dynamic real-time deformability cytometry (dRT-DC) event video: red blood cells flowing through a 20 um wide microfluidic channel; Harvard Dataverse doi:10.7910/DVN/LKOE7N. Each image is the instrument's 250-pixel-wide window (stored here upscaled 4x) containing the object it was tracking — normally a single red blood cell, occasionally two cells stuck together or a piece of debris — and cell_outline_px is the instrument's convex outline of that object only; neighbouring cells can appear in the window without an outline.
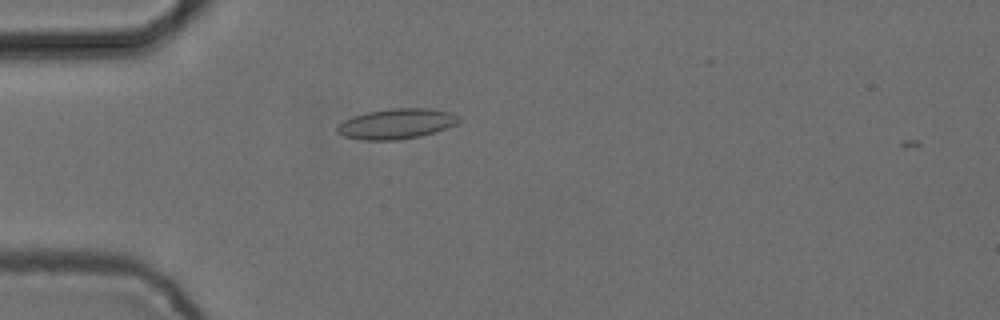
{"species": "common noctule bat (a hibernating species)", "species_latin": "Nyctalus noctula", "temperature_condition": "cold", "stored_images_in_passage": 1, "camera_frame_rate_fps": 3000, "um_per_image_px": 0.085, "animal": {"sex": "female", "body_mass_g": 24.6, "forearm_length_mm": 56.2}, "frame": {"image": 1, "passage_image": 1, "time_ms": 0.0, "image_size_px": [1000, 320], "cell_outline_px": [[460, 120], [456, 124], [436, 132], [420, 136], [400, 140], [364, 140], [344, 136], [336, 132], [336, 128], [344, 120], [352, 116], [368, 112], [388, 108], [428, 108], [452, 112], [460, 116]], "centroid_in_image_um": [33.72, 10.52], "position_along_channel_um": 51.3, "area_um2": 21.62}}